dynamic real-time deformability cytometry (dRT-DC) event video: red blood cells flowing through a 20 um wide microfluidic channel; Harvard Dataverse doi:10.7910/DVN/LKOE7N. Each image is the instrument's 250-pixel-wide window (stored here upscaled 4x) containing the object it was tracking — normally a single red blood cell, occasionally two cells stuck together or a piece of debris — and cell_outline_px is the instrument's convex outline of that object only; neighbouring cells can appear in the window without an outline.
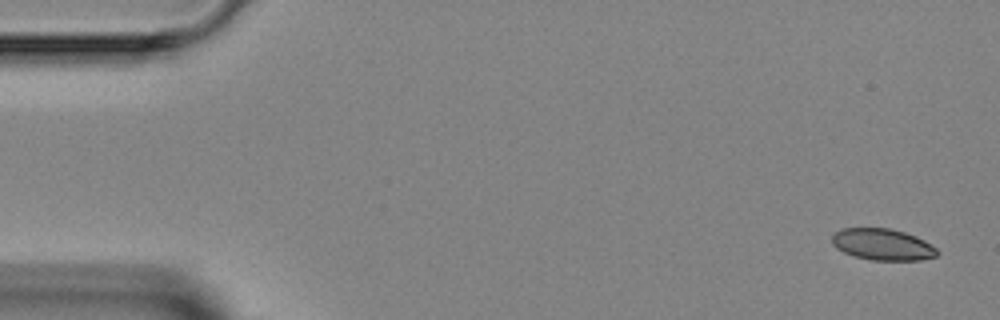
{"species": "Egyptian fruit bat (a non-hibernating species)", "species_latin": "Rousettus aegyptiacus", "temperature_condition": "room temperature", "stored_images_in_passage": 5, "camera_frame_rate_fps": 3000, "um_per_image_px": 0.085, "animal": {"sex": "female"}, "frame": {"image": 1, "passage_image": 1, "time_ms": 0.0, "image_size_px": [1000, 320], "cell_outline_px": [[940, 252], [936, 256], [920, 260], [872, 260], [856, 256], [844, 252], [836, 248], [832, 244], [832, 236], [840, 228], [888, 228], [904, 232], [916, 236], [924, 240], [936, 248]], "centroid_in_image_um": [75.02, 20.77], "position_along_channel_um": 10.0, "area_um2": 19.25}}
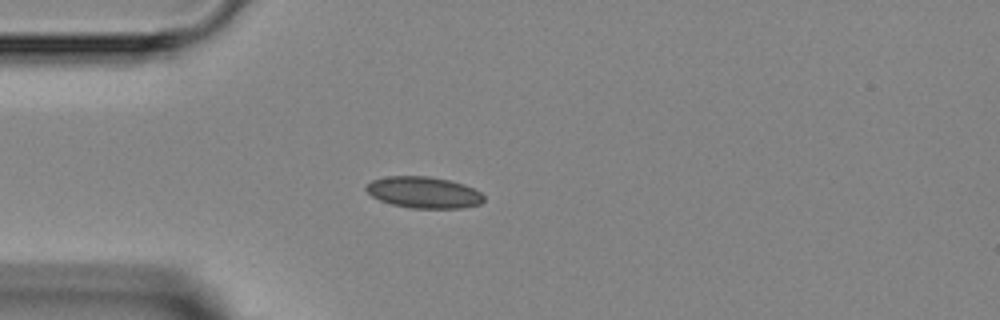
{"frame": {"image": 2, "passage_image": 4, "time_ms": 3.667, "image_size_px": [1000, 320], "cell_outline_px": [[484, 200], [480, 204], [464, 208], [412, 208], [392, 204], [380, 200], [372, 196], [364, 188], [372, 180], [388, 176], [428, 176], [448, 180], [464, 184], [480, 192], [484, 196]], "centroid_in_image_um": [36.03, 16.36], "position_along_channel_um": 49.0, "area_um2": 21.44}}